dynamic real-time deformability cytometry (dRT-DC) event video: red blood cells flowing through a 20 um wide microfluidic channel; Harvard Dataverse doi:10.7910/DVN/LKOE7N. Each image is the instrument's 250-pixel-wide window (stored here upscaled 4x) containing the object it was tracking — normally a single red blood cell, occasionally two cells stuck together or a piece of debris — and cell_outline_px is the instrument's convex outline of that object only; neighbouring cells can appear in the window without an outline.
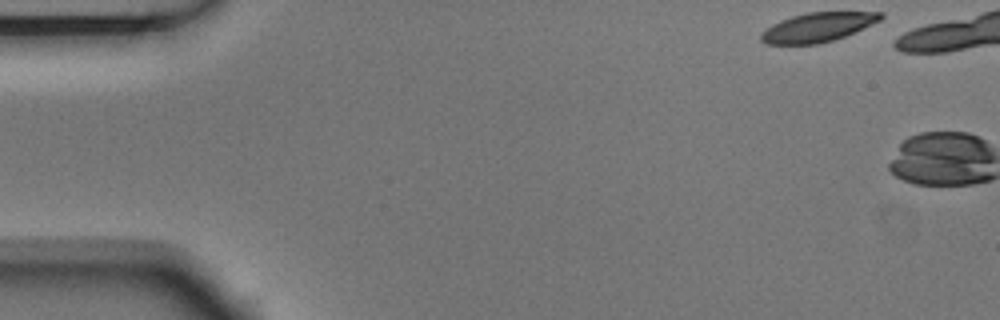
{"species": "Egyptian fruit bat (a non-hibernating species)", "species_latin": "Rousettus aegyptiacus", "temperature_condition": "room temperature", "stored_images_in_passage": 2, "camera_frame_rate_fps": 3000, "um_per_image_px": 0.085, "animal": {"sex": "male"}, "frame": {"image": 1, "passage_image": 1, "time_ms": 0.0, "image_size_px": [1000, 320], "cell_outline_px": [[884, 16], [880, 20], [844, 36], [832, 40], [816, 44], [768, 44], [760, 40], [760, 32], [772, 24], [780, 20], [792, 16], [808, 12], [884, 12]], "centroid_in_image_um": [69.46, 2.31], "position_along_channel_um": 15.5, "area_um2": 20.17}}